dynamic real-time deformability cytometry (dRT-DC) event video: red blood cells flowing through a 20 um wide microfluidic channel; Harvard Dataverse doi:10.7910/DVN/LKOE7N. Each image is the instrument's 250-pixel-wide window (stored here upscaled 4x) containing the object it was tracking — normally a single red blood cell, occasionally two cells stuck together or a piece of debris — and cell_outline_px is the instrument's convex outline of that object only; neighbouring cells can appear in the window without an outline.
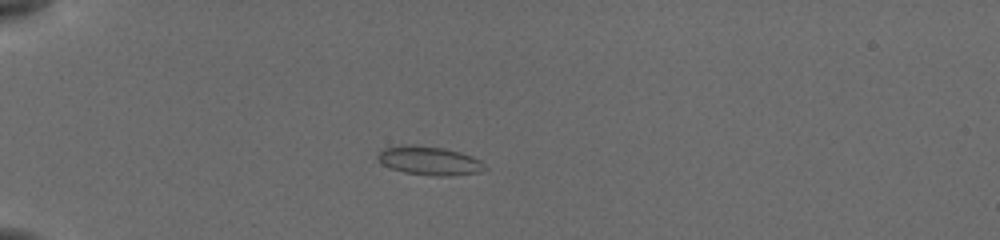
{"species": "common noctule bat (a hibernating species)", "species_latin": "Nyctalus noctula", "temperature_condition": "cold", "stored_images_in_passage": 39, "camera_frame_rate_fps": 3000, "um_per_image_px": 0.085, "animal": {"sex": "female", "body_mass_g": 19.5, "forearm_length_mm": 54.1}, "frame": {"image": 1, "passage_image": 1, "time_ms": 0.0, "image_size_px": [1000, 240], "cell_outline_px": [[488, 168], [480, 172], [452, 176], [436, 176], [404, 172], [392, 168], [384, 164], [376, 156], [384, 148], [400, 144], [412, 144], [444, 148], [460, 152], [472, 156], [480, 160]], "centroid_in_image_um": [36.53, 13.65], "position_along_channel_um": 48.5, "area_um2": 17.98}}
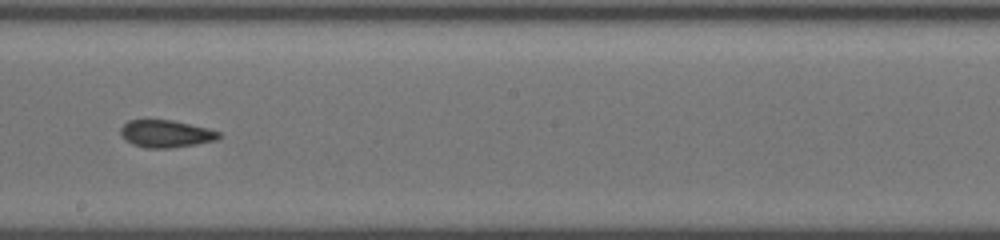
{"frame": {"image": 2, "passage_image": 18, "time_ms": 5.667, "image_size_px": [1000, 240], "cell_outline_px": [[224, 136], [216, 140], [196, 144], [172, 148], [144, 148], [132, 144], [124, 140], [120, 136], [120, 128], [124, 124], [132, 120], [172, 120], [208, 128], [220, 132]], "centroid_in_image_um": [14.11, 11.38], "position_along_channel_um": 234.1, "area_um2": 15.84}}
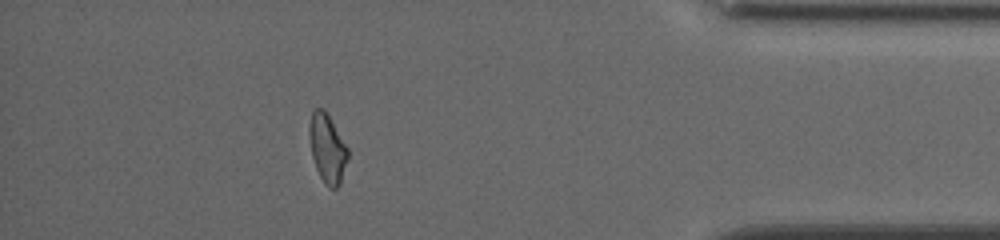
{"frame": {"image": 3, "passage_image": 34, "time_ms": 11.0, "image_size_px": [1000, 240], "cell_outline_px": [[348, 156], [340, 184], [336, 188], [328, 188], [324, 184], [316, 168], [312, 156], [308, 132], [308, 128], [312, 112], [316, 108], [324, 108], [348, 148]], "centroid_in_image_um": [27.81, 12.61], "position_along_channel_um": 407.4, "area_um2": 15.37}, "authors_computed_cell_mechanics": {"area_um2": 15.7216, "velocity_mm_per_s": 3.8659, "shape_relaxation_time_tau1_ms": 9.9143, "shape_relaxation_time_tau2_ms": 3.0354, "deformation_change_tau1": 0.1813, "deformation_change_tau2": 0.0728}}